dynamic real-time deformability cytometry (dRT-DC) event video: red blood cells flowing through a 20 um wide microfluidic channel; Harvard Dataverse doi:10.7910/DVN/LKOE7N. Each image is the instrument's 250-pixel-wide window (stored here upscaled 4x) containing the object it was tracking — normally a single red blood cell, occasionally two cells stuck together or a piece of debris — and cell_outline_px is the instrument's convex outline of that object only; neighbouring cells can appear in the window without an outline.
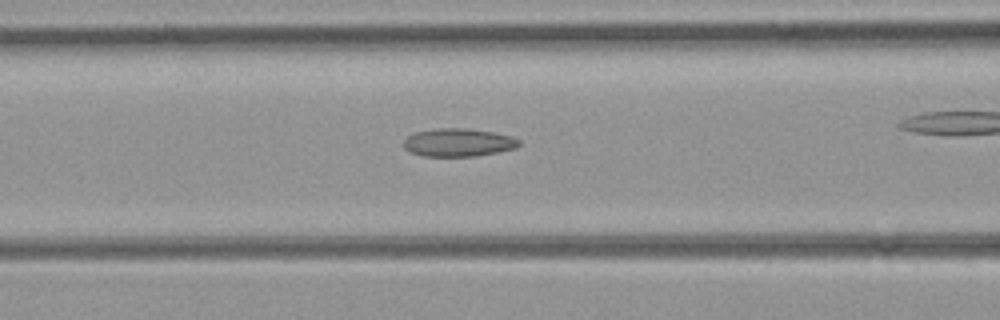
{"species": "common noctule bat (a hibernating species)", "species_latin": "Nyctalus noctula", "temperature_condition": "room temperature", "stored_images_in_passage": 41, "camera_frame_rate_fps": 3000, "um_per_image_px": 0.085, "animal": {"sex": "female", "body_mass_g": 21.9}, "frame": {"image": 1, "passage_image": 21, "time_ms": 6.667, "image_size_px": [1000, 320], "cell_outline_px": [[520, 144], [516, 148], [476, 156], [424, 156], [412, 152], [404, 148], [404, 140], [408, 136], [416, 132], [436, 128], [468, 128], [492, 132], [512, 136], [520, 140]], "centroid_in_image_um": [38.97, 12.1], "position_along_channel_um": 127.6, "area_um2": 18.79}}
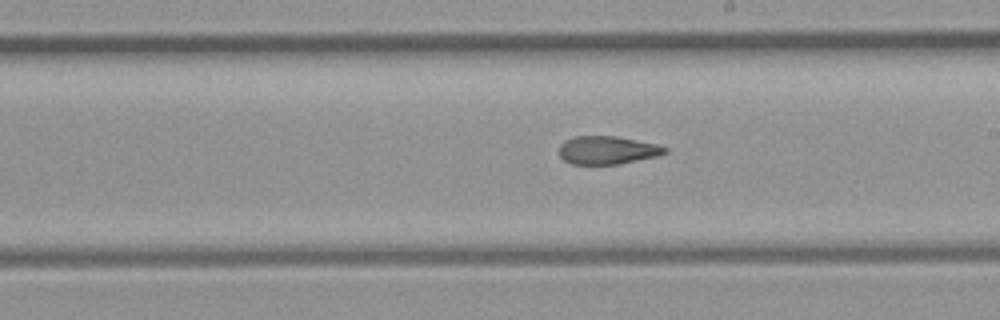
{"frame": {"image": 2, "passage_image": 29, "time_ms": 9.333, "image_size_px": [1000, 320], "cell_outline_px": [[668, 152], [656, 156], [616, 164], [572, 164], [564, 160], [560, 156], [560, 144], [564, 140], [576, 136], [616, 136], [656, 144], [668, 148]], "centroid_in_image_um": [51.6, 12.75], "position_along_channel_um": 237.4, "area_um2": 17.17}}
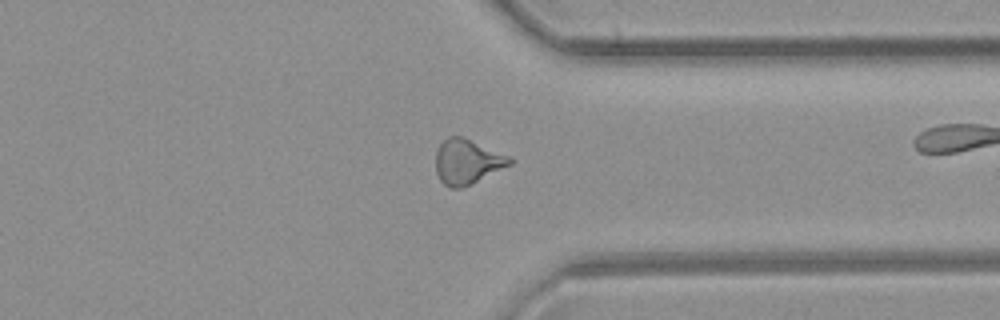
{"frame": {"image": 3, "passage_image": 39, "time_ms": 12.667, "image_size_px": [1000, 320], "cell_outline_px": [[512, 164], [460, 188], [452, 188], [444, 184], [440, 180], [436, 172], [436, 148], [448, 136], [464, 136], [512, 156]], "centroid_in_image_um": [39.72, 13.7], "position_along_channel_um": 371.7, "area_um2": 19.42}}